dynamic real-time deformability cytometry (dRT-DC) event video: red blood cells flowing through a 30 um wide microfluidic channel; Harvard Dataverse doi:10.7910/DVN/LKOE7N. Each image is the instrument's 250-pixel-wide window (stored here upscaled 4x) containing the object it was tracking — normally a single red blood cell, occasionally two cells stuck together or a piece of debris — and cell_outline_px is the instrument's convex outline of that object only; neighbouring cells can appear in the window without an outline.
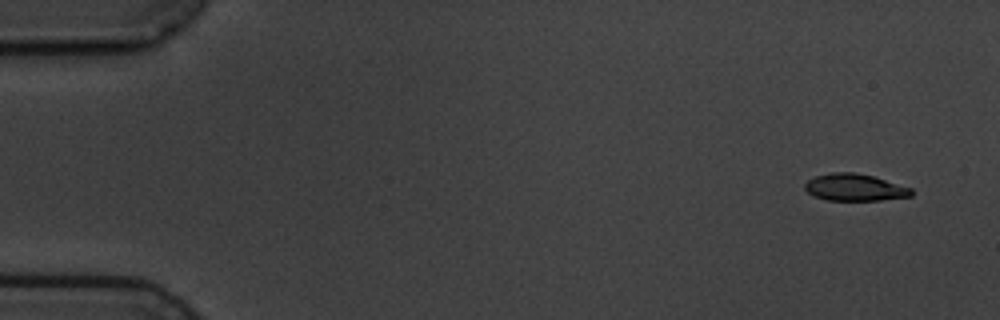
{"species": "common noctule bat (a hibernating species)", "species_latin": "Nyctalus noctula", "temperature_condition": "cold", "stored_images_in_passage": 4, "camera_frame_rate_fps": 3000, "um_per_image_px": 0.085, "animal": {"sex": "male", "body_mass_g": 19.5, "forearm_length_mm": 54.6}, "frame": {"image": 1, "passage_image": 1, "time_ms": 0.0, "image_size_px": [1000, 320], "cell_outline_px": [[912, 196], [880, 200], [828, 200], [812, 196], [804, 188], [804, 184], [808, 180], [816, 176], [832, 172], [856, 172], [872, 176], [912, 188]], "centroid_in_image_um": [72.63, 15.93], "position_along_channel_um": 12.4, "area_um2": 16.7}}
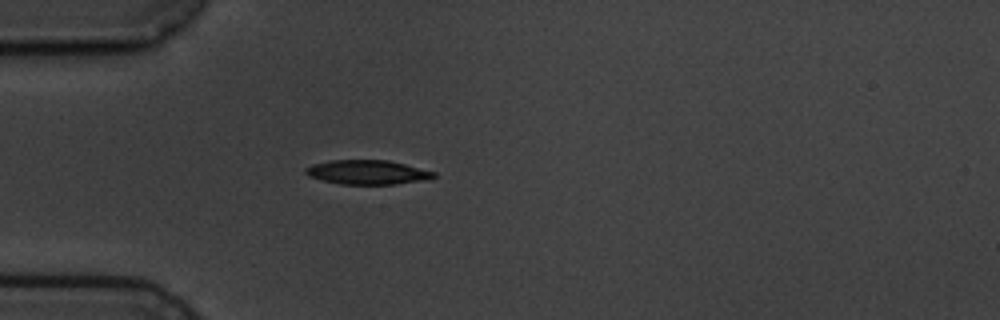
{"frame": {"image": 2, "passage_image": 4, "time_ms": 4.333, "image_size_px": [1000, 320], "cell_outline_px": [[436, 176], [432, 180], [396, 184], [340, 184], [308, 176], [304, 172], [304, 168], [312, 164], [328, 160], [388, 160], [436, 172]], "centroid_in_image_um": [31.26, 14.64], "position_along_channel_um": 53.7, "area_um2": 18.32}}